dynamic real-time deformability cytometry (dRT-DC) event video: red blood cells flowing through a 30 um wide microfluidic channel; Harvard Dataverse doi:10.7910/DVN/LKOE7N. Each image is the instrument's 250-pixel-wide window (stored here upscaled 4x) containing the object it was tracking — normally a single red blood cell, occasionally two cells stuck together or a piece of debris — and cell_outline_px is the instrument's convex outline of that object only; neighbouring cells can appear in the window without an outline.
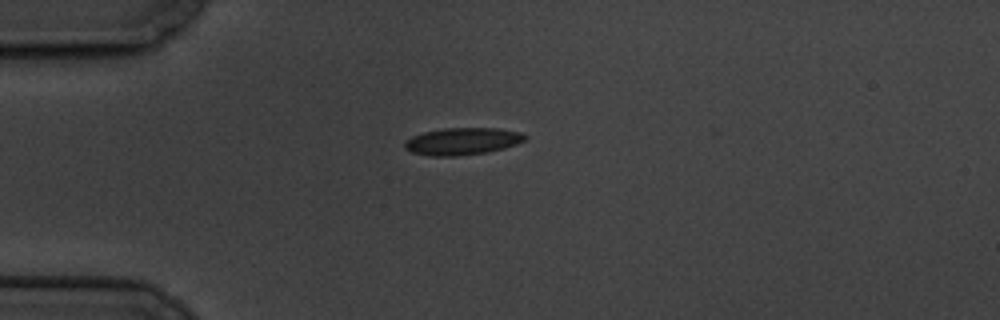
{"species": "common noctule bat (a hibernating species)", "species_latin": "Nyctalus noctula", "temperature_condition": "cold", "stored_images_in_passage": 4, "camera_frame_rate_fps": 3000, "um_per_image_px": 0.085, "animal": {"sex": "male", "body_mass_g": 19.5, "forearm_length_mm": 54.6}, "frame": {"image": 1, "passage_image": 1, "time_ms": 0.0, "image_size_px": [1000, 320], "cell_outline_px": [[528, 136], [524, 140], [516, 144], [504, 148], [488, 152], [456, 156], [432, 156], [412, 152], [404, 148], [404, 144], [412, 136], [424, 132], [444, 128], [496, 128], [520, 132]], "centroid_in_image_um": [39.31, 12.01], "position_along_channel_um": 45.7, "area_um2": 18.9}}
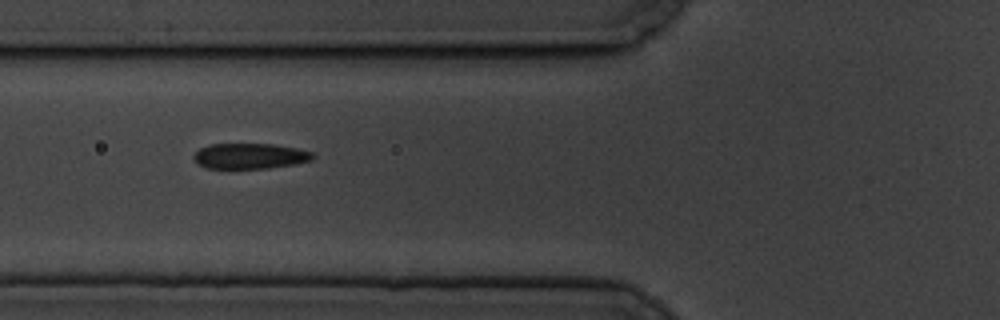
{"frame": {"image": 2, "passage_image": 3, "time_ms": 2.333, "image_size_px": [1000, 320], "cell_outline_px": [[316, 156], [312, 160], [296, 164], [268, 168], [208, 168], [196, 164], [192, 156], [200, 148], [208, 144], [272, 144], [296, 148], [316, 152]], "centroid_in_image_um": [21.27, 13.26], "position_along_channel_um": 104.5, "area_um2": 17.92}}
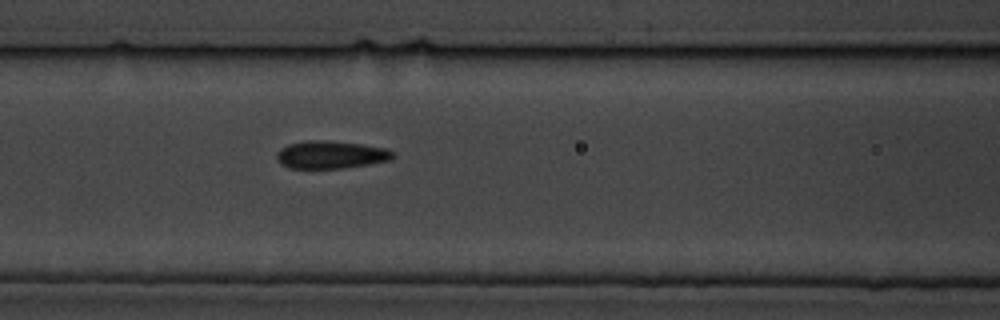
{"frame": {"image": 3, "passage_image": 4, "time_ms": 3.333, "image_size_px": [1000, 320], "cell_outline_px": [[396, 156], [392, 160], [344, 168], [288, 168], [280, 164], [276, 156], [276, 152], [280, 148], [288, 144], [304, 140], [328, 140], [360, 144], [388, 148]], "centroid_in_image_um": [28.11, 13.14], "position_along_channel_um": 138.5, "area_um2": 19.02}}